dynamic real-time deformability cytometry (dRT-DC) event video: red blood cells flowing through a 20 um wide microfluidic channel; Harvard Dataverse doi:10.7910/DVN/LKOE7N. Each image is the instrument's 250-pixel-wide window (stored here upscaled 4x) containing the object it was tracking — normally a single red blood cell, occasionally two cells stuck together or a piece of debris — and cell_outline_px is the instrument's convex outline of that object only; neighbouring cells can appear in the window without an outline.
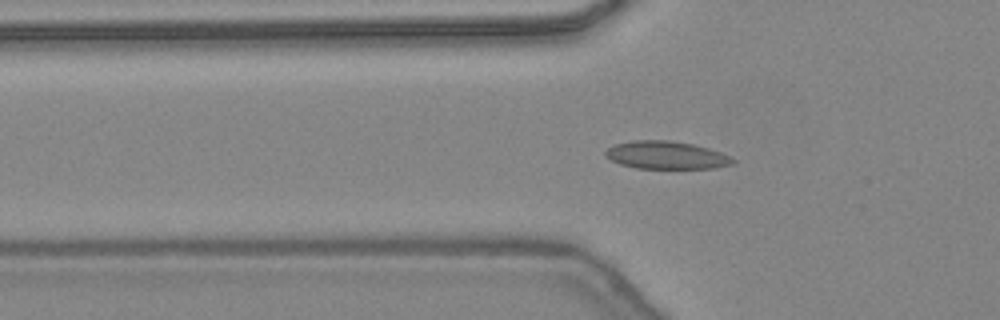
{"species": "common noctule bat (a hibernating species)", "species_latin": "Nyctalus noctula", "temperature_condition": "warm", "stored_images_in_passage": 35, "camera_frame_rate_fps": 3000, "um_per_image_px": 0.085, "animal": {"sex": "female", "body_mass_g": 24.6, "forearm_length_mm": 56.2}, "frame": {"image": 1, "passage_image": 5, "time_ms": 1.333, "image_size_px": [1000, 320], "cell_outline_px": [[736, 160], [732, 164], [716, 168], [636, 168], [620, 164], [604, 156], [604, 152], [608, 148], [616, 144], [632, 140], [668, 140], [692, 144], [708, 148], [720, 152]], "centroid_in_image_um": [56.61, 13.19], "position_along_channel_um": 69.2, "area_um2": 20.52}}
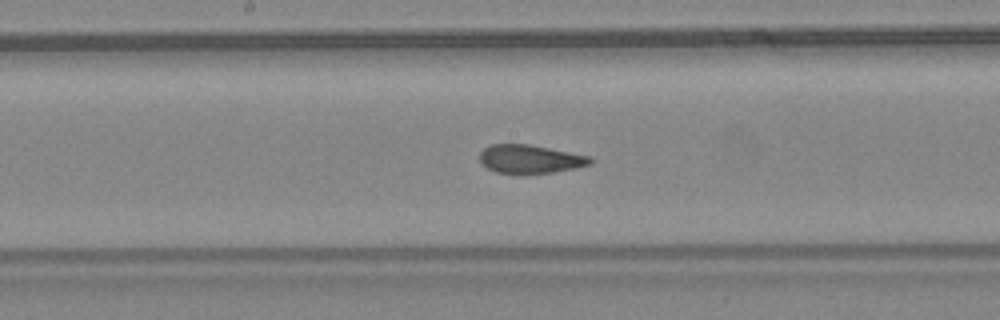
{"frame": {"image": 2, "passage_image": 14, "time_ms": 4.333, "image_size_px": [1000, 320], "cell_outline_px": [[592, 164], [576, 168], [552, 172], [496, 172], [480, 164], [480, 152], [484, 148], [492, 144], [528, 144], [592, 156]], "centroid_in_image_um": [45.08, 13.5], "position_along_channel_um": 203.1, "area_um2": 18.09}}
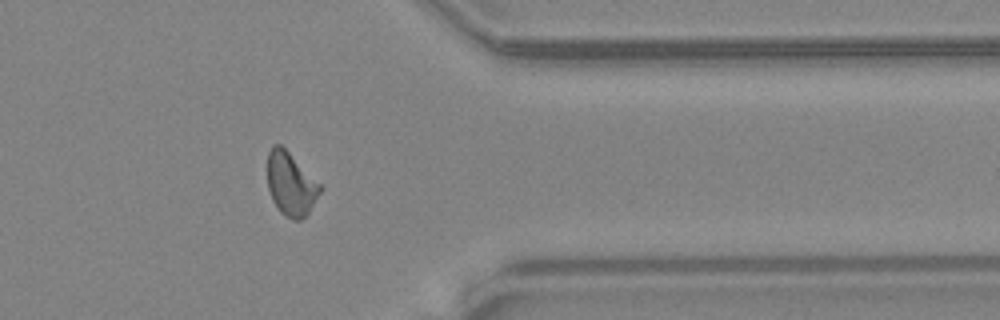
{"frame": {"image": 3, "passage_image": 27, "time_ms": 8.667, "image_size_px": [1000, 320], "cell_outline_px": [[324, 188], [308, 212], [300, 220], [292, 220], [284, 216], [280, 212], [272, 200], [268, 188], [268, 152], [272, 144], [280, 144]], "centroid_in_image_um": [24.71, 15.66], "position_along_channel_um": 386.7, "area_um2": 19.25}, "authors_computed_cell_mechanics": {"area_um2": 19.2474, "velocity_mm_per_s": 4.4693, "shape_relaxation_time_tau1_ms": null, "shape_relaxation_time_tau2_ms": 1.0622, "deformation_change_tau1": null, "deformation_change_tau2": 0.0456}}